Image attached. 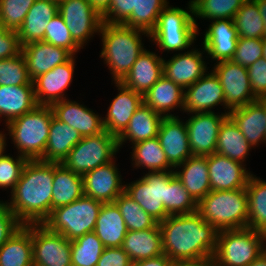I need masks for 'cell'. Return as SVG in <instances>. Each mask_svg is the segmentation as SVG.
<instances>
[{
  "mask_svg": "<svg viewBox=\"0 0 266 266\" xmlns=\"http://www.w3.org/2000/svg\"><path fill=\"white\" fill-rule=\"evenodd\" d=\"M162 249L174 263L212 260L218 231L198 211L169 215L158 223Z\"/></svg>",
  "mask_w": 266,
  "mask_h": 266,
  "instance_id": "6da1fadb",
  "label": "cell"
},
{
  "mask_svg": "<svg viewBox=\"0 0 266 266\" xmlns=\"http://www.w3.org/2000/svg\"><path fill=\"white\" fill-rule=\"evenodd\" d=\"M54 162L28 160L10 202L4 203L23 225L43 224L51 214Z\"/></svg>",
  "mask_w": 266,
  "mask_h": 266,
  "instance_id": "7a4b0ae2",
  "label": "cell"
},
{
  "mask_svg": "<svg viewBox=\"0 0 266 266\" xmlns=\"http://www.w3.org/2000/svg\"><path fill=\"white\" fill-rule=\"evenodd\" d=\"M99 35L103 44L100 58H103L108 66L112 81L121 82L130 72L138 56L146 49L143 47L142 35L149 38V33L122 24L103 22Z\"/></svg>",
  "mask_w": 266,
  "mask_h": 266,
  "instance_id": "3957f363",
  "label": "cell"
},
{
  "mask_svg": "<svg viewBox=\"0 0 266 266\" xmlns=\"http://www.w3.org/2000/svg\"><path fill=\"white\" fill-rule=\"evenodd\" d=\"M54 116L51 105H37L5 126L18 154L27 160H42Z\"/></svg>",
  "mask_w": 266,
  "mask_h": 266,
  "instance_id": "277c9868",
  "label": "cell"
},
{
  "mask_svg": "<svg viewBox=\"0 0 266 266\" xmlns=\"http://www.w3.org/2000/svg\"><path fill=\"white\" fill-rule=\"evenodd\" d=\"M197 211L217 231L248 228L246 188L211 190L198 202Z\"/></svg>",
  "mask_w": 266,
  "mask_h": 266,
  "instance_id": "5b68a950",
  "label": "cell"
},
{
  "mask_svg": "<svg viewBox=\"0 0 266 266\" xmlns=\"http://www.w3.org/2000/svg\"><path fill=\"white\" fill-rule=\"evenodd\" d=\"M198 35L190 0L187 10L167 5L159 15L155 28L149 33V39L159 50L178 53L191 47Z\"/></svg>",
  "mask_w": 266,
  "mask_h": 266,
  "instance_id": "8992f818",
  "label": "cell"
},
{
  "mask_svg": "<svg viewBox=\"0 0 266 266\" xmlns=\"http://www.w3.org/2000/svg\"><path fill=\"white\" fill-rule=\"evenodd\" d=\"M266 249V234L250 229L221 230L212 261L215 266H248Z\"/></svg>",
  "mask_w": 266,
  "mask_h": 266,
  "instance_id": "52a82bcc",
  "label": "cell"
},
{
  "mask_svg": "<svg viewBox=\"0 0 266 266\" xmlns=\"http://www.w3.org/2000/svg\"><path fill=\"white\" fill-rule=\"evenodd\" d=\"M102 205L101 201L83 195L68 205L53 209L43 224L51 232L72 241L94 231Z\"/></svg>",
  "mask_w": 266,
  "mask_h": 266,
  "instance_id": "ba28073f",
  "label": "cell"
},
{
  "mask_svg": "<svg viewBox=\"0 0 266 266\" xmlns=\"http://www.w3.org/2000/svg\"><path fill=\"white\" fill-rule=\"evenodd\" d=\"M119 150L117 137L104 130L96 135L82 137L62 164L83 176L88 171L113 161Z\"/></svg>",
  "mask_w": 266,
  "mask_h": 266,
  "instance_id": "9c48e42d",
  "label": "cell"
},
{
  "mask_svg": "<svg viewBox=\"0 0 266 266\" xmlns=\"http://www.w3.org/2000/svg\"><path fill=\"white\" fill-rule=\"evenodd\" d=\"M124 192L158 223L166 219V172H148L125 184Z\"/></svg>",
  "mask_w": 266,
  "mask_h": 266,
  "instance_id": "30bf717a",
  "label": "cell"
},
{
  "mask_svg": "<svg viewBox=\"0 0 266 266\" xmlns=\"http://www.w3.org/2000/svg\"><path fill=\"white\" fill-rule=\"evenodd\" d=\"M58 13L68 27L73 40L83 49L94 34H99L102 17L87 0H62Z\"/></svg>",
  "mask_w": 266,
  "mask_h": 266,
  "instance_id": "8fae6325",
  "label": "cell"
},
{
  "mask_svg": "<svg viewBox=\"0 0 266 266\" xmlns=\"http://www.w3.org/2000/svg\"><path fill=\"white\" fill-rule=\"evenodd\" d=\"M212 71L220 81L225 95V105L230 110L258 99L252 91L247 67L232 60H224L214 63Z\"/></svg>",
  "mask_w": 266,
  "mask_h": 266,
  "instance_id": "7c38bea8",
  "label": "cell"
},
{
  "mask_svg": "<svg viewBox=\"0 0 266 266\" xmlns=\"http://www.w3.org/2000/svg\"><path fill=\"white\" fill-rule=\"evenodd\" d=\"M33 264L72 266L71 241L51 232L44 224H32Z\"/></svg>",
  "mask_w": 266,
  "mask_h": 266,
  "instance_id": "4fadbf2b",
  "label": "cell"
},
{
  "mask_svg": "<svg viewBox=\"0 0 266 266\" xmlns=\"http://www.w3.org/2000/svg\"><path fill=\"white\" fill-rule=\"evenodd\" d=\"M228 114L193 113L185 124L192 155L207 156L216 152L219 128Z\"/></svg>",
  "mask_w": 266,
  "mask_h": 266,
  "instance_id": "5bb4252c",
  "label": "cell"
},
{
  "mask_svg": "<svg viewBox=\"0 0 266 266\" xmlns=\"http://www.w3.org/2000/svg\"><path fill=\"white\" fill-rule=\"evenodd\" d=\"M207 73L184 90V112H213L215 106L223 105L228 114L230 109L225 105V95L218 77L212 70Z\"/></svg>",
  "mask_w": 266,
  "mask_h": 266,
  "instance_id": "9a60e30c",
  "label": "cell"
},
{
  "mask_svg": "<svg viewBox=\"0 0 266 266\" xmlns=\"http://www.w3.org/2000/svg\"><path fill=\"white\" fill-rule=\"evenodd\" d=\"M115 162L98 166L82 176L84 195L102 203H113L124 192L125 184Z\"/></svg>",
  "mask_w": 266,
  "mask_h": 266,
  "instance_id": "2e32d148",
  "label": "cell"
},
{
  "mask_svg": "<svg viewBox=\"0 0 266 266\" xmlns=\"http://www.w3.org/2000/svg\"><path fill=\"white\" fill-rule=\"evenodd\" d=\"M74 57L73 55L67 62L57 65L32 80L38 105H52L57 101L67 99L64 91L70 87L73 79L76 65Z\"/></svg>",
  "mask_w": 266,
  "mask_h": 266,
  "instance_id": "e0dca14e",
  "label": "cell"
},
{
  "mask_svg": "<svg viewBox=\"0 0 266 266\" xmlns=\"http://www.w3.org/2000/svg\"><path fill=\"white\" fill-rule=\"evenodd\" d=\"M211 190H234L246 188L251 172L246 164L231 160L219 153L207 155Z\"/></svg>",
  "mask_w": 266,
  "mask_h": 266,
  "instance_id": "ac0fdd59",
  "label": "cell"
},
{
  "mask_svg": "<svg viewBox=\"0 0 266 266\" xmlns=\"http://www.w3.org/2000/svg\"><path fill=\"white\" fill-rule=\"evenodd\" d=\"M193 48L174 54L167 61L163 58V75L184 90L208 72L203 52Z\"/></svg>",
  "mask_w": 266,
  "mask_h": 266,
  "instance_id": "d6986e66",
  "label": "cell"
},
{
  "mask_svg": "<svg viewBox=\"0 0 266 266\" xmlns=\"http://www.w3.org/2000/svg\"><path fill=\"white\" fill-rule=\"evenodd\" d=\"M118 94L110 103L107 114L103 117L104 130L117 138L127 128L134 112L141 107L143 96L125 87L121 82H114Z\"/></svg>",
  "mask_w": 266,
  "mask_h": 266,
  "instance_id": "ffe728a7",
  "label": "cell"
},
{
  "mask_svg": "<svg viewBox=\"0 0 266 266\" xmlns=\"http://www.w3.org/2000/svg\"><path fill=\"white\" fill-rule=\"evenodd\" d=\"M157 138L174 168L192 156L185 121L180 120L178 115L162 119Z\"/></svg>",
  "mask_w": 266,
  "mask_h": 266,
  "instance_id": "44dd1931",
  "label": "cell"
},
{
  "mask_svg": "<svg viewBox=\"0 0 266 266\" xmlns=\"http://www.w3.org/2000/svg\"><path fill=\"white\" fill-rule=\"evenodd\" d=\"M204 33L202 51L213 61L231 60L234 56L238 33L233 20H213ZM209 55V56H208Z\"/></svg>",
  "mask_w": 266,
  "mask_h": 266,
  "instance_id": "7402d4cb",
  "label": "cell"
},
{
  "mask_svg": "<svg viewBox=\"0 0 266 266\" xmlns=\"http://www.w3.org/2000/svg\"><path fill=\"white\" fill-rule=\"evenodd\" d=\"M54 116L77 130L82 137L99 134L104 131L102 116L77 101L64 99L51 105Z\"/></svg>",
  "mask_w": 266,
  "mask_h": 266,
  "instance_id": "603a6c76",
  "label": "cell"
},
{
  "mask_svg": "<svg viewBox=\"0 0 266 266\" xmlns=\"http://www.w3.org/2000/svg\"><path fill=\"white\" fill-rule=\"evenodd\" d=\"M21 53L31 80L67 62L73 56L68 50L44 41L31 42L22 46Z\"/></svg>",
  "mask_w": 266,
  "mask_h": 266,
  "instance_id": "cb8c5ba5",
  "label": "cell"
},
{
  "mask_svg": "<svg viewBox=\"0 0 266 266\" xmlns=\"http://www.w3.org/2000/svg\"><path fill=\"white\" fill-rule=\"evenodd\" d=\"M163 76V58L144 50L121 83L135 92L144 94Z\"/></svg>",
  "mask_w": 266,
  "mask_h": 266,
  "instance_id": "d4e9b609",
  "label": "cell"
},
{
  "mask_svg": "<svg viewBox=\"0 0 266 266\" xmlns=\"http://www.w3.org/2000/svg\"><path fill=\"white\" fill-rule=\"evenodd\" d=\"M228 117L243 133L251 147L254 148L261 142L266 143V116L264 107L258 100L230 110Z\"/></svg>",
  "mask_w": 266,
  "mask_h": 266,
  "instance_id": "484cf974",
  "label": "cell"
},
{
  "mask_svg": "<svg viewBox=\"0 0 266 266\" xmlns=\"http://www.w3.org/2000/svg\"><path fill=\"white\" fill-rule=\"evenodd\" d=\"M143 102L163 117H174L171 112L176 108L184 113V89L163 75L144 94Z\"/></svg>",
  "mask_w": 266,
  "mask_h": 266,
  "instance_id": "4316f807",
  "label": "cell"
},
{
  "mask_svg": "<svg viewBox=\"0 0 266 266\" xmlns=\"http://www.w3.org/2000/svg\"><path fill=\"white\" fill-rule=\"evenodd\" d=\"M174 169L175 176L197 203L211 191L207 156L192 155Z\"/></svg>",
  "mask_w": 266,
  "mask_h": 266,
  "instance_id": "83f0119b",
  "label": "cell"
},
{
  "mask_svg": "<svg viewBox=\"0 0 266 266\" xmlns=\"http://www.w3.org/2000/svg\"><path fill=\"white\" fill-rule=\"evenodd\" d=\"M58 13V2L35 0L29 9L22 26L17 31L21 46L31 42L43 41L50 20Z\"/></svg>",
  "mask_w": 266,
  "mask_h": 266,
  "instance_id": "f1b7e54d",
  "label": "cell"
},
{
  "mask_svg": "<svg viewBox=\"0 0 266 266\" xmlns=\"http://www.w3.org/2000/svg\"><path fill=\"white\" fill-rule=\"evenodd\" d=\"M131 261H140L163 254L162 233L159 224L153 228L128 231L121 245Z\"/></svg>",
  "mask_w": 266,
  "mask_h": 266,
  "instance_id": "f546056e",
  "label": "cell"
},
{
  "mask_svg": "<svg viewBox=\"0 0 266 266\" xmlns=\"http://www.w3.org/2000/svg\"><path fill=\"white\" fill-rule=\"evenodd\" d=\"M33 85L0 86V120L5 124L37 106Z\"/></svg>",
  "mask_w": 266,
  "mask_h": 266,
  "instance_id": "4dcf8cb0",
  "label": "cell"
},
{
  "mask_svg": "<svg viewBox=\"0 0 266 266\" xmlns=\"http://www.w3.org/2000/svg\"><path fill=\"white\" fill-rule=\"evenodd\" d=\"M163 118L162 115L156 113L151 107L143 103L134 112L127 128L117 138L119 149L127 140L131 142V145H134L144 140L157 137Z\"/></svg>",
  "mask_w": 266,
  "mask_h": 266,
  "instance_id": "1f68e13d",
  "label": "cell"
},
{
  "mask_svg": "<svg viewBox=\"0 0 266 266\" xmlns=\"http://www.w3.org/2000/svg\"><path fill=\"white\" fill-rule=\"evenodd\" d=\"M81 139L77 130L53 116L42 161L62 163Z\"/></svg>",
  "mask_w": 266,
  "mask_h": 266,
  "instance_id": "d6a6232c",
  "label": "cell"
},
{
  "mask_svg": "<svg viewBox=\"0 0 266 266\" xmlns=\"http://www.w3.org/2000/svg\"><path fill=\"white\" fill-rule=\"evenodd\" d=\"M105 248L121 247L128 229L117 205L103 203L93 231Z\"/></svg>",
  "mask_w": 266,
  "mask_h": 266,
  "instance_id": "836d02e7",
  "label": "cell"
},
{
  "mask_svg": "<svg viewBox=\"0 0 266 266\" xmlns=\"http://www.w3.org/2000/svg\"><path fill=\"white\" fill-rule=\"evenodd\" d=\"M51 212L53 209L68 205L84 195L82 175L72 172L62 163L54 162Z\"/></svg>",
  "mask_w": 266,
  "mask_h": 266,
  "instance_id": "e575fe53",
  "label": "cell"
},
{
  "mask_svg": "<svg viewBox=\"0 0 266 266\" xmlns=\"http://www.w3.org/2000/svg\"><path fill=\"white\" fill-rule=\"evenodd\" d=\"M32 254V224L23 225L0 247V266H32Z\"/></svg>",
  "mask_w": 266,
  "mask_h": 266,
  "instance_id": "d590c367",
  "label": "cell"
},
{
  "mask_svg": "<svg viewBox=\"0 0 266 266\" xmlns=\"http://www.w3.org/2000/svg\"><path fill=\"white\" fill-rule=\"evenodd\" d=\"M252 148L235 123L227 117L219 128L216 153L244 164Z\"/></svg>",
  "mask_w": 266,
  "mask_h": 266,
  "instance_id": "8d00e7d4",
  "label": "cell"
},
{
  "mask_svg": "<svg viewBox=\"0 0 266 266\" xmlns=\"http://www.w3.org/2000/svg\"><path fill=\"white\" fill-rule=\"evenodd\" d=\"M131 159L133 167H144L148 172L174 171L157 137L132 145Z\"/></svg>",
  "mask_w": 266,
  "mask_h": 266,
  "instance_id": "74e56055",
  "label": "cell"
},
{
  "mask_svg": "<svg viewBox=\"0 0 266 266\" xmlns=\"http://www.w3.org/2000/svg\"><path fill=\"white\" fill-rule=\"evenodd\" d=\"M246 191L248 228L266 234V181L251 174Z\"/></svg>",
  "mask_w": 266,
  "mask_h": 266,
  "instance_id": "f35d334b",
  "label": "cell"
},
{
  "mask_svg": "<svg viewBox=\"0 0 266 266\" xmlns=\"http://www.w3.org/2000/svg\"><path fill=\"white\" fill-rule=\"evenodd\" d=\"M197 210L198 203L175 176L174 171L166 172V212L169 215H179Z\"/></svg>",
  "mask_w": 266,
  "mask_h": 266,
  "instance_id": "ab89813d",
  "label": "cell"
},
{
  "mask_svg": "<svg viewBox=\"0 0 266 266\" xmlns=\"http://www.w3.org/2000/svg\"><path fill=\"white\" fill-rule=\"evenodd\" d=\"M238 38L265 37V27L255 0H246L233 19Z\"/></svg>",
  "mask_w": 266,
  "mask_h": 266,
  "instance_id": "60d3db41",
  "label": "cell"
},
{
  "mask_svg": "<svg viewBox=\"0 0 266 266\" xmlns=\"http://www.w3.org/2000/svg\"><path fill=\"white\" fill-rule=\"evenodd\" d=\"M193 15L198 28L197 18L204 20L230 19L233 20L237 11L246 0H191ZM196 18V19H195Z\"/></svg>",
  "mask_w": 266,
  "mask_h": 266,
  "instance_id": "b9f144b4",
  "label": "cell"
},
{
  "mask_svg": "<svg viewBox=\"0 0 266 266\" xmlns=\"http://www.w3.org/2000/svg\"><path fill=\"white\" fill-rule=\"evenodd\" d=\"M105 246L94 232L71 241L72 266H97Z\"/></svg>",
  "mask_w": 266,
  "mask_h": 266,
  "instance_id": "7bdbcfd3",
  "label": "cell"
},
{
  "mask_svg": "<svg viewBox=\"0 0 266 266\" xmlns=\"http://www.w3.org/2000/svg\"><path fill=\"white\" fill-rule=\"evenodd\" d=\"M168 4L167 0H136V10H133L122 25L150 33L155 28L162 10Z\"/></svg>",
  "mask_w": 266,
  "mask_h": 266,
  "instance_id": "ee69618b",
  "label": "cell"
},
{
  "mask_svg": "<svg viewBox=\"0 0 266 266\" xmlns=\"http://www.w3.org/2000/svg\"><path fill=\"white\" fill-rule=\"evenodd\" d=\"M114 203L119 208L128 231L150 229L158 223L125 192L121 193Z\"/></svg>",
  "mask_w": 266,
  "mask_h": 266,
  "instance_id": "f6af8a7d",
  "label": "cell"
},
{
  "mask_svg": "<svg viewBox=\"0 0 266 266\" xmlns=\"http://www.w3.org/2000/svg\"><path fill=\"white\" fill-rule=\"evenodd\" d=\"M33 85L21 54L0 60V86Z\"/></svg>",
  "mask_w": 266,
  "mask_h": 266,
  "instance_id": "bcb514c9",
  "label": "cell"
},
{
  "mask_svg": "<svg viewBox=\"0 0 266 266\" xmlns=\"http://www.w3.org/2000/svg\"><path fill=\"white\" fill-rule=\"evenodd\" d=\"M35 0H0V22L7 30L18 31Z\"/></svg>",
  "mask_w": 266,
  "mask_h": 266,
  "instance_id": "7dc6e473",
  "label": "cell"
},
{
  "mask_svg": "<svg viewBox=\"0 0 266 266\" xmlns=\"http://www.w3.org/2000/svg\"><path fill=\"white\" fill-rule=\"evenodd\" d=\"M43 41L64 48L74 56L80 49H82L73 40L68 27L65 25V22L59 13H57L47 25Z\"/></svg>",
  "mask_w": 266,
  "mask_h": 266,
  "instance_id": "c3c4849f",
  "label": "cell"
},
{
  "mask_svg": "<svg viewBox=\"0 0 266 266\" xmlns=\"http://www.w3.org/2000/svg\"><path fill=\"white\" fill-rule=\"evenodd\" d=\"M5 150L0 154V188L9 189L11 192L20 179L22 170L27 163V159L20 155L13 158L5 154Z\"/></svg>",
  "mask_w": 266,
  "mask_h": 266,
  "instance_id": "681fc988",
  "label": "cell"
},
{
  "mask_svg": "<svg viewBox=\"0 0 266 266\" xmlns=\"http://www.w3.org/2000/svg\"><path fill=\"white\" fill-rule=\"evenodd\" d=\"M262 57V39L238 38L235 53L231 60L241 66L249 67Z\"/></svg>",
  "mask_w": 266,
  "mask_h": 266,
  "instance_id": "f907efd6",
  "label": "cell"
},
{
  "mask_svg": "<svg viewBox=\"0 0 266 266\" xmlns=\"http://www.w3.org/2000/svg\"><path fill=\"white\" fill-rule=\"evenodd\" d=\"M136 10V0H112L109 10L102 16L107 24H123Z\"/></svg>",
  "mask_w": 266,
  "mask_h": 266,
  "instance_id": "816d5d0a",
  "label": "cell"
},
{
  "mask_svg": "<svg viewBox=\"0 0 266 266\" xmlns=\"http://www.w3.org/2000/svg\"><path fill=\"white\" fill-rule=\"evenodd\" d=\"M250 85L257 98L266 97V59L263 57L247 67Z\"/></svg>",
  "mask_w": 266,
  "mask_h": 266,
  "instance_id": "f5cc1de1",
  "label": "cell"
},
{
  "mask_svg": "<svg viewBox=\"0 0 266 266\" xmlns=\"http://www.w3.org/2000/svg\"><path fill=\"white\" fill-rule=\"evenodd\" d=\"M21 50L18 33L7 30L0 22V60L18 56Z\"/></svg>",
  "mask_w": 266,
  "mask_h": 266,
  "instance_id": "db71d44e",
  "label": "cell"
},
{
  "mask_svg": "<svg viewBox=\"0 0 266 266\" xmlns=\"http://www.w3.org/2000/svg\"><path fill=\"white\" fill-rule=\"evenodd\" d=\"M22 226L9 207L5 203L0 204V247Z\"/></svg>",
  "mask_w": 266,
  "mask_h": 266,
  "instance_id": "11a10c76",
  "label": "cell"
},
{
  "mask_svg": "<svg viewBox=\"0 0 266 266\" xmlns=\"http://www.w3.org/2000/svg\"><path fill=\"white\" fill-rule=\"evenodd\" d=\"M131 259L122 247L105 248L97 266H131Z\"/></svg>",
  "mask_w": 266,
  "mask_h": 266,
  "instance_id": "9f6ffc18",
  "label": "cell"
},
{
  "mask_svg": "<svg viewBox=\"0 0 266 266\" xmlns=\"http://www.w3.org/2000/svg\"><path fill=\"white\" fill-rule=\"evenodd\" d=\"M173 263L166 254H161L145 260L133 261L131 266H172Z\"/></svg>",
  "mask_w": 266,
  "mask_h": 266,
  "instance_id": "6f0895ef",
  "label": "cell"
},
{
  "mask_svg": "<svg viewBox=\"0 0 266 266\" xmlns=\"http://www.w3.org/2000/svg\"><path fill=\"white\" fill-rule=\"evenodd\" d=\"M172 266H215L212 260L204 262H184V263H173Z\"/></svg>",
  "mask_w": 266,
  "mask_h": 266,
  "instance_id": "680465c9",
  "label": "cell"
},
{
  "mask_svg": "<svg viewBox=\"0 0 266 266\" xmlns=\"http://www.w3.org/2000/svg\"><path fill=\"white\" fill-rule=\"evenodd\" d=\"M258 8H259V12L262 16V19L264 21V27H265V37H266V0H255Z\"/></svg>",
  "mask_w": 266,
  "mask_h": 266,
  "instance_id": "91938a15",
  "label": "cell"
},
{
  "mask_svg": "<svg viewBox=\"0 0 266 266\" xmlns=\"http://www.w3.org/2000/svg\"><path fill=\"white\" fill-rule=\"evenodd\" d=\"M248 266H266V249Z\"/></svg>",
  "mask_w": 266,
  "mask_h": 266,
  "instance_id": "94428289",
  "label": "cell"
},
{
  "mask_svg": "<svg viewBox=\"0 0 266 266\" xmlns=\"http://www.w3.org/2000/svg\"><path fill=\"white\" fill-rule=\"evenodd\" d=\"M6 133L4 134L3 131H0V154L6 150L7 144H6Z\"/></svg>",
  "mask_w": 266,
  "mask_h": 266,
  "instance_id": "6125c7cd",
  "label": "cell"
},
{
  "mask_svg": "<svg viewBox=\"0 0 266 266\" xmlns=\"http://www.w3.org/2000/svg\"><path fill=\"white\" fill-rule=\"evenodd\" d=\"M263 58L266 59V37L262 39Z\"/></svg>",
  "mask_w": 266,
  "mask_h": 266,
  "instance_id": "be15d7a7",
  "label": "cell"
},
{
  "mask_svg": "<svg viewBox=\"0 0 266 266\" xmlns=\"http://www.w3.org/2000/svg\"><path fill=\"white\" fill-rule=\"evenodd\" d=\"M264 107L265 116H266V97H261L257 99Z\"/></svg>",
  "mask_w": 266,
  "mask_h": 266,
  "instance_id": "e7e4bbea",
  "label": "cell"
}]
</instances>
